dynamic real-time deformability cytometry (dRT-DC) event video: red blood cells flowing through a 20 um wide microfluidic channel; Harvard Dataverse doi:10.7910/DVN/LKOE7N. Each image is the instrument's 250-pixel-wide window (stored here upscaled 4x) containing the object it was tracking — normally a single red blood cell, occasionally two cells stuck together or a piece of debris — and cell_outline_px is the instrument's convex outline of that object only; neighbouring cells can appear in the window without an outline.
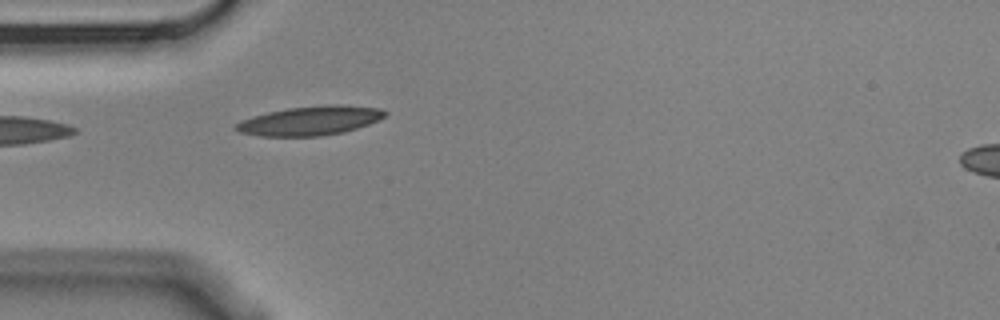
{"species": "Egyptian fruit bat (a non-hibernating species)", "species_latin": "Rousettus aegyptiacus", "temperature_condition": "cold", "stored_images_in_passage": 2, "camera_frame_rate_fps": 3000, "um_per_image_px": 0.085, "animal": {"sex": "male"}, "frame": {"image": 1, "passage_image": 2, "time_ms": 0.333, "image_size_px": [1000, 320], "cell_outline_px": [[388, 112], [380, 120], [344, 132], [320, 136], [260, 136], [240, 132], [232, 128], [240, 120], [252, 116], [268, 112], [288, 108], [324, 104], [344, 104], [380, 108]], "centroid_in_image_um": [26.37, 10.25], "position_along_channel_um": 58.6, "area_um2": 25.55}}